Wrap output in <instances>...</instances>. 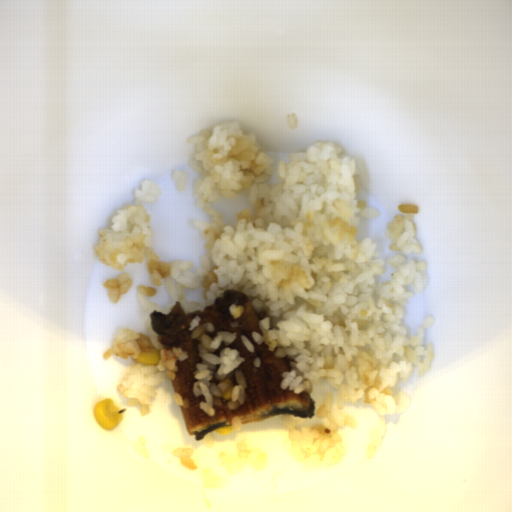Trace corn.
Here are the masks:
<instances>
[{"mask_svg":"<svg viewBox=\"0 0 512 512\" xmlns=\"http://www.w3.org/2000/svg\"><path fill=\"white\" fill-rule=\"evenodd\" d=\"M161 360L160 353L154 348L151 351H141L136 361L143 365H157Z\"/></svg>","mask_w":512,"mask_h":512,"instance_id":"f1292c28","label":"corn"},{"mask_svg":"<svg viewBox=\"0 0 512 512\" xmlns=\"http://www.w3.org/2000/svg\"><path fill=\"white\" fill-rule=\"evenodd\" d=\"M93 413L98 426L107 431H112L123 419L121 409L109 398L98 402Z\"/></svg>","mask_w":512,"mask_h":512,"instance_id":"51d56268","label":"corn"},{"mask_svg":"<svg viewBox=\"0 0 512 512\" xmlns=\"http://www.w3.org/2000/svg\"><path fill=\"white\" fill-rule=\"evenodd\" d=\"M220 383H227L228 387L221 392V396L225 400H230L232 393H233V388L235 386L234 383L232 382V380L230 378L219 381V384Z\"/></svg>","mask_w":512,"mask_h":512,"instance_id":"5cfa1b94","label":"corn"},{"mask_svg":"<svg viewBox=\"0 0 512 512\" xmlns=\"http://www.w3.org/2000/svg\"><path fill=\"white\" fill-rule=\"evenodd\" d=\"M233 428L234 427L232 425H223V426L217 427L214 431H215V433H218V434L228 435L229 433L232 432Z\"/></svg>","mask_w":512,"mask_h":512,"instance_id":"cfcad685","label":"corn"}]
</instances>
